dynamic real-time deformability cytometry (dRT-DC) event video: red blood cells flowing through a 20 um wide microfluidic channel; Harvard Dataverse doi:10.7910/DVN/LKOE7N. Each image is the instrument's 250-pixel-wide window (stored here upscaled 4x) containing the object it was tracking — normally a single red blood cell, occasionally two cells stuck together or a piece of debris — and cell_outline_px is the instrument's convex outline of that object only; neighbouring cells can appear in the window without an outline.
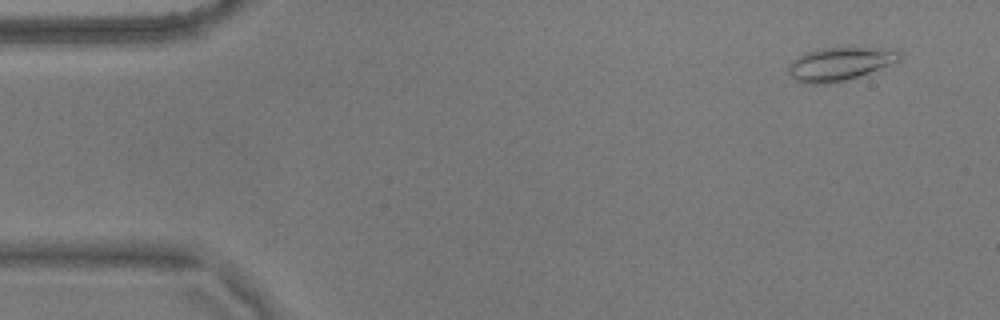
{"species": "common noctule bat (a hibernating species)", "species_latin": "Nyctalus noctula", "temperature_condition": "warm", "stored_images_in_passage": 53, "camera_frame_rate_fps": 3000, "um_per_image_px": 0.085, "animal": {"sex": "male", "body_mass_g": 17.9}, "frame": {"image": 1, "passage_image": 1, "time_ms": 0.0, "image_size_px": [1000, 320], "cell_outline_px": [[900, 60], [868, 72], [844, 80], [816, 84], [812, 84], [796, 80], [788, 72], [788, 64], [792, 60], [816, 48], [880, 48], [900, 52]], "centroid_in_image_um": [71.32, 5.41], "position_along_channel_um": 13.7, "area_um2": 20.75}}
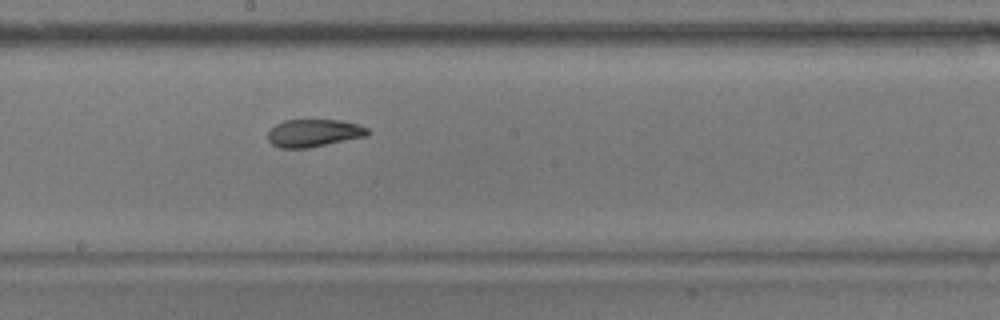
{"frame": {"image": 2, "passage_image": 27, "time_ms": 8.667, "image_size_px": [1000, 320], "cell_outline_px": [[372, 132], [368, 136], [308, 148], [280, 148], [272, 144], [268, 140], [268, 132], [276, 124], [284, 120], [340, 120], [356, 124], [368, 128]], "centroid_in_image_um": [26.7, 11.31], "position_along_channel_um": 221.5, "area_um2": 16.13}}
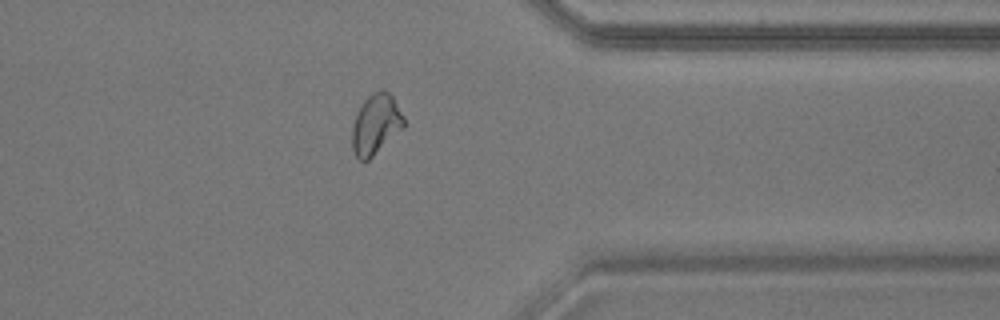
{"frame": {"image": 3, "passage_image": 41, "time_ms": 13.333, "image_size_px": [1000, 320], "cell_outline_px": [[404, 128], [368, 160], [360, 160], [356, 156], [352, 148], [352, 128], [356, 112], [360, 104], [368, 96], [380, 88], [384, 88], [392, 96], [404, 116]], "centroid_in_image_um": [31.94, 10.54], "position_along_channel_um": 379.5, "area_um2": 18.26}, "authors_computed_cell_mechanics": {"area_um2": 18.0914, "velocity_mm_per_s": 3.6014, "shape_relaxation_time_tau1_ms": null, "shape_relaxation_time_tau2_ms": 2.6292, "deformation_change_tau1": null, "deformation_change_tau2": 0.0864}}